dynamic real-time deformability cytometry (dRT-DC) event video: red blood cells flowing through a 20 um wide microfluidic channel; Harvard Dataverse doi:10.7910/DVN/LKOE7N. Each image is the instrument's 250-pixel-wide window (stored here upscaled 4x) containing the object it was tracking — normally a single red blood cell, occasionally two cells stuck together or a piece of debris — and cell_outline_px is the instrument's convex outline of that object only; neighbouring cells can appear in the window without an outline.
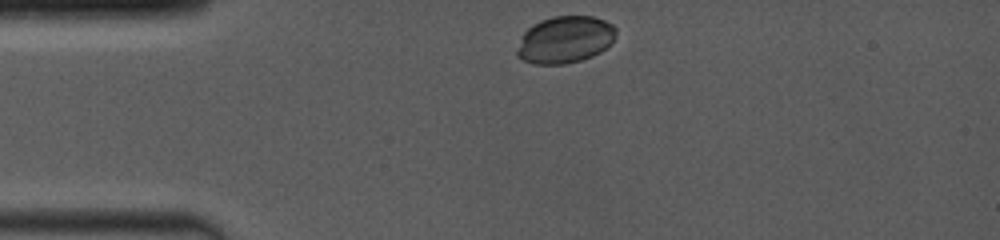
{"species": "common noctule bat (a hibernating species)", "species_latin": "Nyctalus noctula", "temperature_condition": "room temperature", "stored_images_in_passage": 15, "camera_frame_rate_fps": 4000, "um_per_image_px": 0.085, "animal": {"sex": "female", "body_mass_g": 19.0, "forearm_length_mm": 53.3}, "frame": {"image": 1, "passage_image": 1, "time_ms": 0.0, "image_size_px": [1000, 240], "cell_outline_px": [[616, 36], [600, 52], [592, 56], [580, 60], [564, 64], [536, 64], [524, 60], [516, 56], [516, 52], [524, 32], [532, 24], [540, 20], [552, 16], [592, 16], [604, 20], [612, 24], [616, 28]], "centroid_in_image_um": [48.01, 3.36], "position_along_channel_um": 37.0, "area_um2": 26.99}}
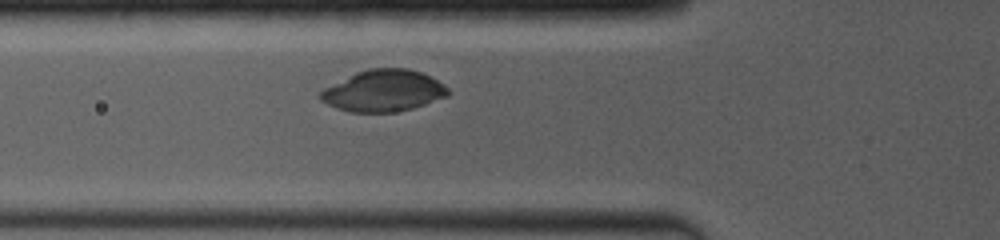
{"frame": {"image": 2, "passage_image": 6, "time_ms": 2.25, "image_size_px": [1000, 240], "cell_outline_px": [[452, 92], [448, 96], [412, 108], [392, 112], [352, 112], [336, 108], [320, 100], [316, 96], [324, 88], [356, 72], [368, 68], [408, 68], [420, 72], [444, 84]], "centroid_in_image_um": [32.58, 7.71], "position_along_channel_um": 93.2, "area_um2": 30.87}}
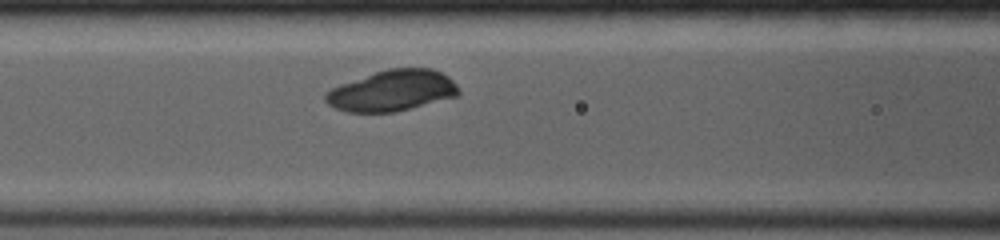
{"frame": {"image": 3, "passage_image": 8, "time_ms": 3.25, "image_size_px": [1000, 240], "cell_outline_px": [[460, 92], [456, 96], [396, 112], [348, 112], [336, 108], [328, 104], [324, 100], [324, 92], [340, 84], [388, 68], [432, 68], [448, 76], [460, 88]], "centroid_in_image_um": [33.33, 7.71], "position_along_channel_um": 133.3, "area_um2": 31.67}}